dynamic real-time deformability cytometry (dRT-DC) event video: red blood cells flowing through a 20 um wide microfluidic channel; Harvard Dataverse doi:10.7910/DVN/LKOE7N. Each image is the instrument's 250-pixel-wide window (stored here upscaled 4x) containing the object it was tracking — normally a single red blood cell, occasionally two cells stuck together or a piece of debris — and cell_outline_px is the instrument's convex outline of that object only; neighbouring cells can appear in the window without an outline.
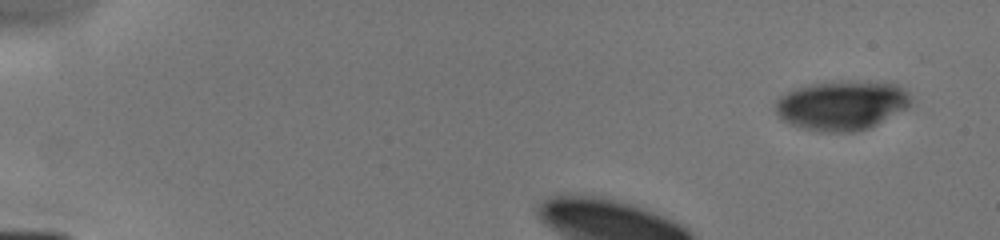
{"species": "human", "species_latin": "Homo sapiens", "temperature_condition": "cold", "stored_images_in_passage": 6, "camera_frame_rate_fps": 3000, "um_per_image_px": 0.085, "donor": {"sex": "male"}, "frame": {"image": 1, "passage_image": 1, "time_ms": 0.0, "image_size_px": [1000, 240], "cell_outline_px": [[912, 104], [908, 108], [868, 128], [856, 132], [820, 132], [804, 128], [792, 124], [784, 120], [776, 112], [776, 100], [780, 96], [796, 88], [808, 84], [896, 84], [908, 92], [912, 100]], "centroid_in_image_um": [71.55, 9.01], "position_along_channel_um": 13.4, "area_um2": 37.74}}